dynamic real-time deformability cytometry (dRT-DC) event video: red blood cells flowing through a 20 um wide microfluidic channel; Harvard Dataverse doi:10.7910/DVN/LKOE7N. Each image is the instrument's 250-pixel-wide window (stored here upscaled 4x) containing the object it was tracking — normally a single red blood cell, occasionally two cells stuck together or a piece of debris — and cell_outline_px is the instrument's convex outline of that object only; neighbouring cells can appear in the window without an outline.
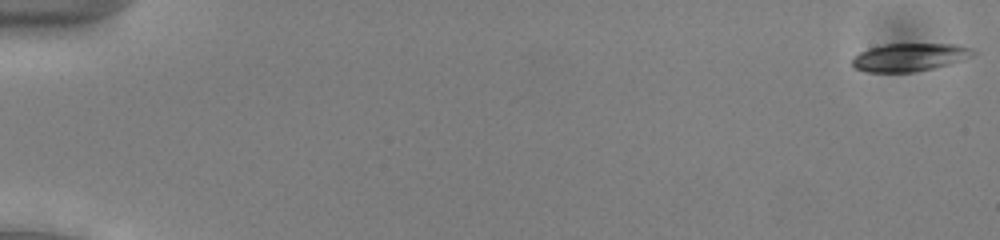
{"species": "common noctule bat (a hibernating species)", "species_latin": "Nyctalus noctula", "temperature_condition": "cold", "stored_images_in_passage": 54, "camera_frame_rate_fps": 3000, "um_per_image_px": 0.085, "animal": {"sex": "male", "body_mass_g": 13.0, "forearm_length_mm": 53.1}, "frame": {"image": 1, "passage_image": 1, "time_ms": 0.0, "image_size_px": [1000, 240], "cell_outline_px": [[976, 52], [972, 56], [964, 60], [932, 68], [912, 72], [868, 72], [852, 68], [852, 60], [860, 52], [872, 48], [888, 44], [956, 44], [972, 48]], "centroid_in_image_um": [77.34, 4.87], "position_along_channel_um": 7.7, "area_um2": 19.54}}
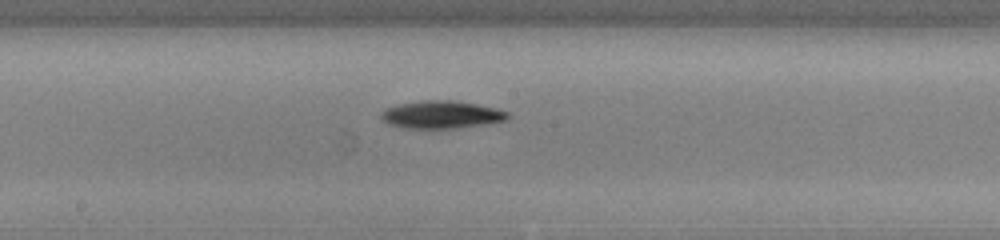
{"frame": {"image": 2, "passage_image": 30, "time_ms": 9.667, "image_size_px": [1000, 240], "cell_outline_px": [[512, 116], [508, 120], [488, 124], [456, 128], [400, 128], [388, 124], [380, 116], [380, 112], [384, 108], [396, 104], [424, 100], [452, 100], [476, 104], [496, 108], [508, 112]], "centroid_in_image_um": [37.52, 9.74], "position_along_channel_um": 210.7, "area_um2": 20.75}}
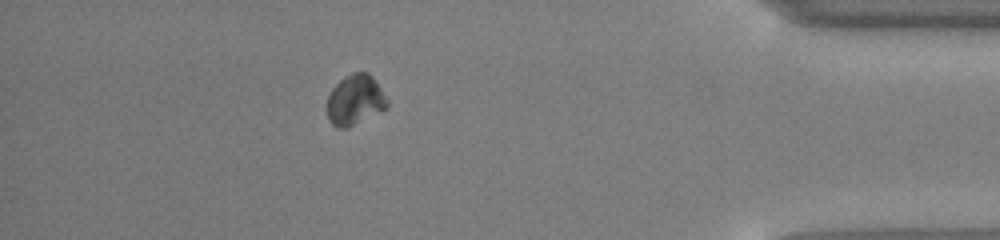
{"frame": {"image": 3, "passage_image": 48, "time_ms": 15.667, "image_size_px": [1000, 240], "cell_outline_px": [[388, 104], [384, 108], [344, 128], [336, 128], [328, 120], [324, 104], [332, 88], [344, 76], [352, 72], [368, 72], [372, 76], [388, 100]], "centroid_in_image_um": [30.1, 8.46], "position_along_channel_um": 405.1, "area_um2": 17.4}, "authors_computed_cell_mechanics": {"area_um2": 19.0162, "velocity_mm_per_s": 3.8882, "shape_relaxation_time_tau1_ms": 3.044, "shape_relaxation_time_tau2_ms": null, "deformation_change_tau1": 0.0814, "deformation_change_tau2": null}}